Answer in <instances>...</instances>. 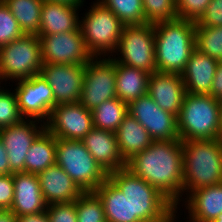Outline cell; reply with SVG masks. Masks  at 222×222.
<instances>
[{"instance_id": "obj_1", "label": "cell", "mask_w": 222, "mask_h": 222, "mask_svg": "<svg viewBox=\"0 0 222 222\" xmlns=\"http://www.w3.org/2000/svg\"><path fill=\"white\" fill-rule=\"evenodd\" d=\"M126 168L168 198L178 209L183 195L182 141H153L126 162ZM181 198V199H180Z\"/></svg>"}, {"instance_id": "obj_2", "label": "cell", "mask_w": 222, "mask_h": 222, "mask_svg": "<svg viewBox=\"0 0 222 222\" xmlns=\"http://www.w3.org/2000/svg\"><path fill=\"white\" fill-rule=\"evenodd\" d=\"M131 205V222H175L176 206L155 187L126 167L108 173Z\"/></svg>"}, {"instance_id": "obj_3", "label": "cell", "mask_w": 222, "mask_h": 222, "mask_svg": "<svg viewBox=\"0 0 222 222\" xmlns=\"http://www.w3.org/2000/svg\"><path fill=\"white\" fill-rule=\"evenodd\" d=\"M196 22L172 19L154 23L156 71L182 74L196 48Z\"/></svg>"}, {"instance_id": "obj_4", "label": "cell", "mask_w": 222, "mask_h": 222, "mask_svg": "<svg viewBox=\"0 0 222 222\" xmlns=\"http://www.w3.org/2000/svg\"><path fill=\"white\" fill-rule=\"evenodd\" d=\"M183 194L222 183V141H182Z\"/></svg>"}, {"instance_id": "obj_5", "label": "cell", "mask_w": 222, "mask_h": 222, "mask_svg": "<svg viewBox=\"0 0 222 222\" xmlns=\"http://www.w3.org/2000/svg\"><path fill=\"white\" fill-rule=\"evenodd\" d=\"M179 139H219L220 102L209 94L186 93L177 117Z\"/></svg>"}, {"instance_id": "obj_6", "label": "cell", "mask_w": 222, "mask_h": 222, "mask_svg": "<svg viewBox=\"0 0 222 222\" xmlns=\"http://www.w3.org/2000/svg\"><path fill=\"white\" fill-rule=\"evenodd\" d=\"M92 4L79 24L85 46L93 57H111L125 24L98 0Z\"/></svg>"}, {"instance_id": "obj_7", "label": "cell", "mask_w": 222, "mask_h": 222, "mask_svg": "<svg viewBox=\"0 0 222 222\" xmlns=\"http://www.w3.org/2000/svg\"><path fill=\"white\" fill-rule=\"evenodd\" d=\"M56 164L83 192H94L108 174L99 166L82 140L56 139Z\"/></svg>"}, {"instance_id": "obj_8", "label": "cell", "mask_w": 222, "mask_h": 222, "mask_svg": "<svg viewBox=\"0 0 222 222\" xmlns=\"http://www.w3.org/2000/svg\"><path fill=\"white\" fill-rule=\"evenodd\" d=\"M41 41L37 35L24 34L0 47V79L18 81L41 72Z\"/></svg>"}, {"instance_id": "obj_9", "label": "cell", "mask_w": 222, "mask_h": 222, "mask_svg": "<svg viewBox=\"0 0 222 222\" xmlns=\"http://www.w3.org/2000/svg\"><path fill=\"white\" fill-rule=\"evenodd\" d=\"M114 53L121 56L112 54V59L121 64L156 72L154 24L125 25Z\"/></svg>"}, {"instance_id": "obj_10", "label": "cell", "mask_w": 222, "mask_h": 222, "mask_svg": "<svg viewBox=\"0 0 222 222\" xmlns=\"http://www.w3.org/2000/svg\"><path fill=\"white\" fill-rule=\"evenodd\" d=\"M101 58L93 57L85 65L79 103L88 110L117 97L115 60L110 56Z\"/></svg>"}, {"instance_id": "obj_11", "label": "cell", "mask_w": 222, "mask_h": 222, "mask_svg": "<svg viewBox=\"0 0 222 222\" xmlns=\"http://www.w3.org/2000/svg\"><path fill=\"white\" fill-rule=\"evenodd\" d=\"M39 39L43 64L86 65L93 58L80 27L73 32L41 35Z\"/></svg>"}, {"instance_id": "obj_12", "label": "cell", "mask_w": 222, "mask_h": 222, "mask_svg": "<svg viewBox=\"0 0 222 222\" xmlns=\"http://www.w3.org/2000/svg\"><path fill=\"white\" fill-rule=\"evenodd\" d=\"M128 113L147 130L153 141L179 140L177 116L161 109L148 93L130 102Z\"/></svg>"}, {"instance_id": "obj_13", "label": "cell", "mask_w": 222, "mask_h": 222, "mask_svg": "<svg viewBox=\"0 0 222 222\" xmlns=\"http://www.w3.org/2000/svg\"><path fill=\"white\" fill-rule=\"evenodd\" d=\"M15 82L17 87L14 92L21 115L25 119L45 123L54 108V94L50 85L41 74Z\"/></svg>"}, {"instance_id": "obj_14", "label": "cell", "mask_w": 222, "mask_h": 222, "mask_svg": "<svg viewBox=\"0 0 222 222\" xmlns=\"http://www.w3.org/2000/svg\"><path fill=\"white\" fill-rule=\"evenodd\" d=\"M92 128V112L79 102L56 105L45 122L56 139L82 140Z\"/></svg>"}, {"instance_id": "obj_15", "label": "cell", "mask_w": 222, "mask_h": 222, "mask_svg": "<svg viewBox=\"0 0 222 222\" xmlns=\"http://www.w3.org/2000/svg\"><path fill=\"white\" fill-rule=\"evenodd\" d=\"M44 130L45 123L42 121L25 118L17 124L0 130V138L7 151L12 173L25 172L26 154Z\"/></svg>"}, {"instance_id": "obj_16", "label": "cell", "mask_w": 222, "mask_h": 222, "mask_svg": "<svg viewBox=\"0 0 222 222\" xmlns=\"http://www.w3.org/2000/svg\"><path fill=\"white\" fill-rule=\"evenodd\" d=\"M85 65L43 64L40 74L53 90L54 107L80 101Z\"/></svg>"}, {"instance_id": "obj_17", "label": "cell", "mask_w": 222, "mask_h": 222, "mask_svg": "<svg viewBox=\"0 0 222 222\" xmlns=\"http://www.w3.org/2000/svg\"><path fill=\"white\" fill-rule=\"evenodd\" d=\"M147 93L161 109L178 117L186 94L181 74L153 72Z\"/></svg>"}, {"instance_id": "obj_18", "label": "cell", "mask_w": 222, "mask_h": 222, "mask_svg": "<svg viewBox=\"0 0 222 222\" xmlns=\"http://www.w3.org/2000/svg\"><path fill=\"white\" fill-rule=\"evenodd\" d=\"M14 199L11 211L16 217L45 212L47 204L37 174L13 173Z\"/></svg>"}, {"instance_id": "obj_19", "label": "cell", "mask_w": 222, "mask_h": 222, "mask_svg": "<svg viewBox=\"0 0 222 222\" xmlns=\"http://www.w3.org/2000/svg\"><path fill=\"white\" fill-rule=\"evenodd\" d=\"M82 141L95 161L107 174L126 167V162L118 150L115 132L93 127Z\"/></svg>"}, {"instance_id": "obj_20", "label": "cell", "mask_w": 222, "mask_h": 222, "mask_svg": "<svg viewBox=\"0 0 222 222\" xmlns=\"http://www.w3.org/2000/svg\"><path fill=\"white\" fill-rule=\"evenodd\" d=\"M41 192L47 205L75 201L83 191L57 164L38 174Z\"/></svg>"}, {"instance_id": "obj_21", "label": "cell", "mask_w": 222, "mask_h": 222, "mask_svg": "<svg viewBox=\"0 0 222 222\" xmlns=\"http://www.w3.org/2000/svg\"><path fill=\"white\" fill-rule=\"evenodd\" d=\"M184 197L188 222H213L222 213V183L196 189Z\"/></svg>"}, {"instance_id": "obj_22", "label": "cell", "mask_w": 222, "mask_h": 222, "mask_svg": "<svg viewBox=\"0 0 222 222\" xmlns=\"http://www.w3.org/2000/svg\"><path fill=\"white\" fill-rule=\"evenodd\" d=\"M219 61L195 48L181 74L186 93L209 94Z\"/></svg>"}, {"instance_id": "obj_23", "label": "cell", "mask_w": 222, "mask_h": 222, "mask_svg": "<svg viewBox=\"0 0 222 222\" xmlns=\"http://www.w3.org/2000/svg\"><path fill=\"white\" fill-rule=\"evenodd\" d=\"M79 8L64 3L44 1L37 36L75 31L80 24L77 12Z\"/></svg>"}, {"instance_id": "obj_24", "label": "cell", "mask_w": 222, "mask_h": 222, "mask_svg": "<svg viewBox=\"0 0 222 222\" xmlns=\"http://www.w3.org/2000/svg\"><path fill=\"white\" fill-rule=\"evenodd\" d=\"M115 133L118 150L125 162L147 149L153 142L147 130L129 113Z\"/></svg>"}, {"instance_id": "obj_25", "label": "cell", "mask_w": 222, "mask_h": 222, "mask_svg": "<svg viewBox=\"0 0 222 222\" xmlns=\"http://www.w3.org/2000/svg\"><path fill=\"white\" fill-rule=\"evenodd\" d=\"M116 94L124 103L137 100L147 94L151 74L115 61Z\"/></svg>"}, {"instance_id": "obj_26", "label": "cell", "mask_w": 222, "mask_h": 222, "mask_svg": "<svg viewBox=\"0 0 222 222\" xmlns=\"http://www.w3.org/2000/svg\"><path fill=\"white\" fill-rule=\"evenodd\" d=\"M94 192L102 200L107 222H131L130 202L109 178Z\"/></svg>"}, {"instance_id": "obj_27", "label": "cell", "mask_w": 222, "mask_h": 222, "mask_svg": "<svg viewBox=\"0 0 222 222\" xmlns=\"http://www.w3.org/2000/svg\"><path fill=\"white\" fill-rule=\"evenodd\" d=\"M56 164V138L46 129L35 139L25 158V173L39 174Z\"/></svg>"}, {"instance_id": "obj_28", "label": "cell", "mask_w": 222, "mask_h": 222, "mask_svg": "<svg viewBox=\"0 0 222 222\" xmlns=\"http://www.w3.org/2000/svg\"><path fill=\"white\" fill-rule=\"evenodd\" d=\"M43 0H6L4 3L15 17L24 34L37 35Z\"/></svg>"}, {"instance_id": "obj_29", "label": "cell", "mask_w": 222, "mask_h": 222, "mask_svg": "<svg viewBox=\"0 0 222 222\" xmlns=\"http://www.w3.org/2000/svg\"><path fill=\"white\" fill-rule=\"evenodd\" d=\"M91 112L93 127L116 132L124 117L128 114V104L115 97L101 103Z\"/></svg>"}, {"instance_id": "obj_30", "label": "cell", "mask_w": 222, "mask_h": 222, "mask_svg": "<svg viewBox=\"0 0 222 222\" xmlns=\"http://www.w3.org/2000/svg\"><path fill=\"white\" fill-rule=\"evenodd\" d=\"M109 8L125 25H143L145 16L142 0H98Z\"/></svg>"}, {"instance_id": "obj_31", "label": "cell", "mask_w": 222, "mask_h": 222, "mask_svg": "<svg viewBox=\"0 0 222 222\" xmlns=\"http://www.w3.org/2000/svg\"><path fill=\"white\" fill-rule=\"evenodd\" d=\"M196 48L217 61H222V26L195 27Z\"/></svg>"}, {"instance_id": "obj_32", "label": "cell", "mask_w": 222, "mask_h": 222, "mask_svg": "<svg viewBox=\"0 0 222 222\" xmlns=\"http://www.w3.org/2000/svg\"><path fill=\"white\" fill-rule=\"evenodd\" d=\"M75 205L77 222H107L102 200L95 192H83Z\"/></svg>"}, {"instance_id": "obj_33", "label": "cell", "mask_w": 222, "mask_h": 222, "mask_svg": "<svg viewBox=\"0 0 222 222\" xmlns=\"http://www.w3.org/2000/svg\"><path fill=\"white\" fill-rule=\"evenodd\" d=\"M145 24L178 18L176 0H142Z\"/></svg>"}, {"instance_id": "obj_34", "label": "cell", "mask_w": 222, "mask_h": 222, "mask_svg": "<svg viewBox=\"0 0 222 222\" xmlns=\"http://www.w3.org/2000/svg\"><path fill=\"white\" fill-rule=\"evenodd\" d=\"M23 119L14 90L11 92L4 87L0 88V130L17 124Z\"/></svg>"}, {"instance_id": "obj_35", "label": "cell", "mask_w": 222, "mask_h": 222, "mask_svg": "<svg viewBox=\"0 0 222 222\" xmlns=\"http://www.w3.org/2000/svg\"><path fill=\"white\" fill-rule=\"evenodd\" d=\"M24 33L4 2H0V47L20 38Z\"/></svg>"}, {"instance_id": "obj_36", "label": "cell", "mask_w": 222, "mask_h": 222, "mask_svg": "<svg viewBox=\"0 0 222 222\" xmlns=\"http://www.w3.org/2000/svg\"><path fill=\"white\" fill-rule=\"evenodd\" d=\"M211 0H176V12L180 19L197 22L205 13Z\"/></svg>"}, {"instance_id": "obj_37", "label": "cell", "mask_w": 222, "mask_h": 222, "mask_svg": "<svg viewBox=\"0 0 222 222\" xmlns=\"http://www.w3.org/2000/svg\"><path fill=\"white\" fill-rule=\"evenodd\" d=\"M46 213L50 222H77L75 201L49 204Z\"/></svg>"}, {"instance_id": "obj_38", "label": "cell", "mask_w": 222, "mask_h": 222, "mask_svg": "<svg viewBox=\"0 0 222 222\" xmlns=\"http://www.w3.org/2000/svg\"><path fill=\"white\" fill-rule=\"evenodd\" d=\"M222 26V0H211L196 27Z\"/></svg>"}, {"instance_id": "obj_39", "label": "cell", "mask_w": 222, "mask_h": 222, "mask_svg": "<svg viewBox=\"0 0 222 222\" xmlns=\"http://www.w3.org/2000/svg\"><path fill=\"white\" fill-rule=\"evenodd\" d=\"M14 199L12 174L0 175V210H10Z\"/></svg>"}, {"instance_id": "obj_40", "label": "cell", "mask_w": 222, "mask_h": 222, "mask_svg": "<svg viewBox=\"0 0 222 222\" xmlns=\"http://www.w3.org/2000/svg\"><path fill=\"white\" fill-rule=\"evenodd\" d=\"M209 95L217 99L219 102L222 101V61H219L216 68Z\"/></svg>"}, {"instance_id": "obj_41", "label": "cell", "mask_w": 222, "mask_h": 222, "mask_svg": "<svg viewBox=\"0 0 222 222\" xmlns=\"http://www.w3.org/2000/svg\"><path fill=\"white\" fill-rule=\"evenodd\" d=\"M4 174H13V173L10 171L7 151L0 138V175Z\"/></svg>"}, {"instance_id": "obj_42", "label": "cell", "mask_w": 222, "mask_h": 222, "mask_svg": "<svg viewBox=\"0 0 222 222\" xmlns=\"http://www.w3.org/2000/svg\"><path fill=\"white\" fill-rule=\"evenodd\" d=\"M17 222H50L45 212L17 217Z\"/></svg>"}, {"instance_id": "obj_43", "label": "cell", "mask_w": 222, "mask_h": 222, "mask_svg": "<svg viewBox=\"0 0 222 222\" xmlns=\"http://www.w3.org/2000/svg\"><path fill=\"white\" fill-rule=\"evenodd\" d=\"M0 222H17V217L11 210H0Z\"/></svg>"}, {"instance_id": "obj_44", "label": "cell", "mask_w": 222, "mask_h": 222, "mask_svg": "<svg viewBox=\"0 0 222 222\" xmlns=\"http://www.w3.org/2000/svg\"><path fill=\"white\" fill-rule=\"evenodd\" d=\"M48 2H56V3H64L71 6H78L81 7L84 3V0H43Z\"/></svg>"}, {"instance_id": "obj_45", "label": "cell", "mask_w": 222, "mask_h": 222, "mask_svg": "<svg viewBox=\"0 0 222 222\" xmlns=\"http://www.w3.org/2000/svg\"><path fill=\"white\" fill-rule=\"evenodd\" d=\"M219 139L222 141V101L220 102Z\"/></svg>"}, {"instance_id": "obj_46", "label": "cell", "mask_w": 222, "mask_h": 222, "mask_svg": "<svg viewBox=\"0 0 222 222\" xmlns=\"http://www.w3.org/2000/svg\"><path fill=\"white\" fill-rule=\"evenodd\" d=\"M213 222H222V213Z\"/></svg>"}]
</instances>
